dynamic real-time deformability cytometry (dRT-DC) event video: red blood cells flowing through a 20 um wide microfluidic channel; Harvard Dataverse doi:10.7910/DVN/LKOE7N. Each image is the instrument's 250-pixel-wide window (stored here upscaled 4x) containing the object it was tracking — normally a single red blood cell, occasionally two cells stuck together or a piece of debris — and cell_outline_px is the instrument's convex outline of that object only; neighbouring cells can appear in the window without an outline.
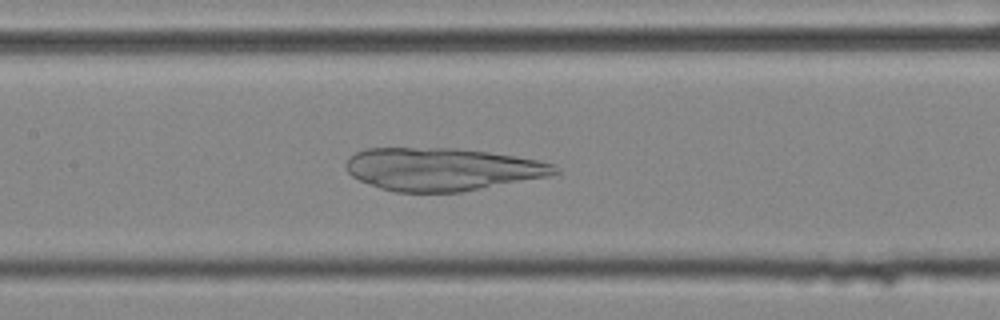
{"species": "common noctule bat (a hibernating species)", "species_latin": "Nyctalus noctula", "temperature_condition": "cold", "stored_images_in_passage": 55, "camera_frame_rate_fps": 3000, "um_per_image_px": 0.085, "animal": {"sex": "female", "body_mass_g": 25.1}, "frame": {"image": 1, "passage_image": 26, "time_ms": 8.333, "image_size_px": [1000, 320], "cell_outline_px": [[560, 172], [548, 176], [460, 192], [396, 192], [380, 188], [360, 180], [352, 176], [348, 172], [344, 164], [348, 156], [356, 152], [368, 148], [456, 148], [488, 152], [536, 160], [552, 164]], "centroid_in_image_um": [37.51, 14.38], "position_along_channel_um": 169.9, "area_um2": 51.73}}
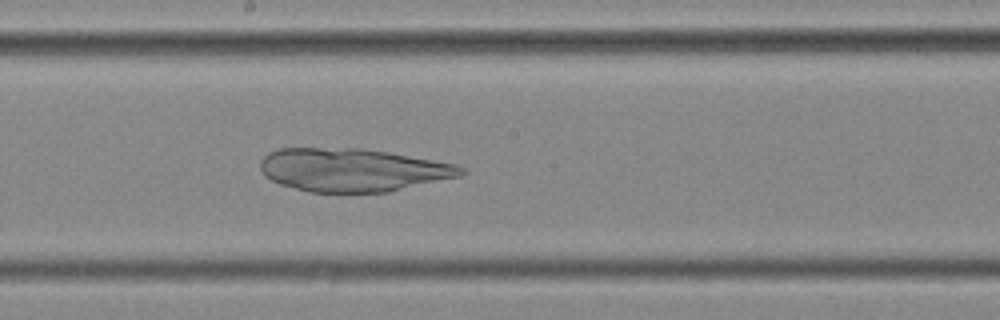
{"frame": {"image": 2, "passage_image": 30, "time_ms": 9.667, "image_size_px": [1000, 320], "cell_outline_px": [[468, 172], [460, 176], [388, 192], [308, 192], [280, 184], [264, 176], [260, 168], [260, 160], [268, 152], [280, 148], [360, 148], [388, 152], [456, 164], [464, 168]], "centroid_in_image_um": [29.96, 14.44], "position_along_channel_um": 218.2, "area_um2": 50.52}}
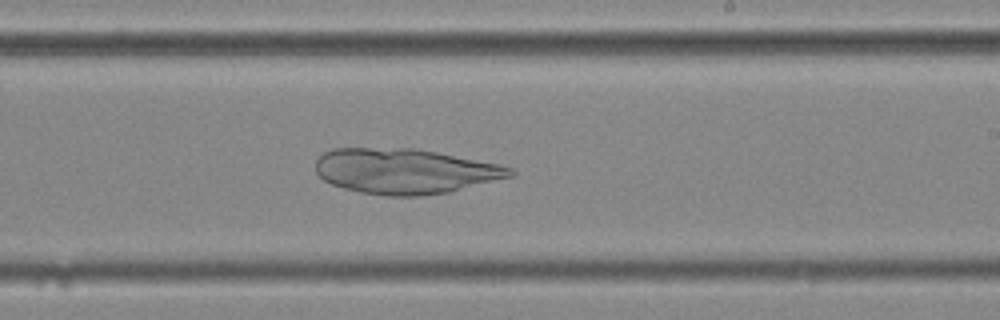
{"frame": {"image": 3, "passage_image": 33, "time_ms": 10.667, "image_size_px": [1000, 320], "cell_outline_px": [[516, 176], [448, 192], [420, 196], [388, 196], [360, 192], [344, 188], [332, 184], [324, 180], [316, 172], [316, 160], [324, 152], [332, 148], [416, 148], [500, 164], [512, 168], [516, 172]], "centroid_in_image_um": [34.45, 14.54], "position_along_channel_um": 254.5, "area_um2": 51.5}}